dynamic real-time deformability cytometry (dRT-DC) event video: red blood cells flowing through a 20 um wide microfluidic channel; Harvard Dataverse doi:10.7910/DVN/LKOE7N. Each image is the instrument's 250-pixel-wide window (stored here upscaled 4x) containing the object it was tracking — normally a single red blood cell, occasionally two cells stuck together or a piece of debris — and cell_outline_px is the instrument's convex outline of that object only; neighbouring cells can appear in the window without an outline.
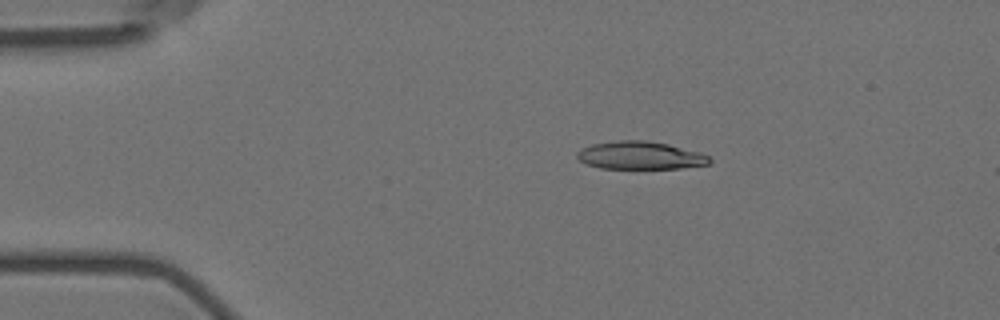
{"species": "Egyptian fruit bat (a non-hibernating species)", "species_latin": "Rousettus aegyptiacus", "temperature_condition": "room temperature", "stored_images_in_passage": 7, "camera_frame_rate_fps": 3000, "um_per_image_px": 0.085, "animal": {"sex": "female"}, "frame": {"image": 1, "passage_image": 3, "time_ms": 2.0, "image_size_px": [1000, 320], "cell_outline_px": [[712, 160], [708, 164], [680, 168], [600, 168], [588, 164], [580, 160], [576, 156], [576, 152], [580, 148], [592, 144], [616, 140], [648, 140], [668, 144], [700, 152], [708, 156]], "centroid_in_image_um": [54.4, 13.2], "position_along_channel_um": 30.6, "area_um2": 21.5}}
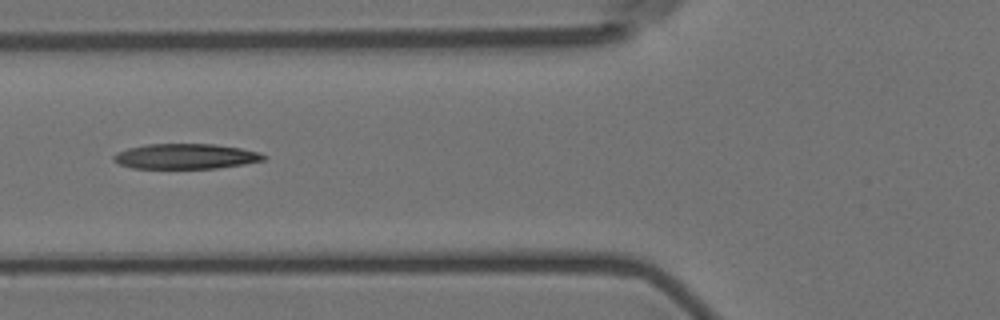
{"frame": {"image": 2, "passage_image": 6, "time_ms": 5.667, "image_size_px": [1000, 320], "cell_outline_px": [[268, 156], [264, 160], [244, 164], [216, 168], [132, 168], [120, 164], [112, 160], [112, 156], [116, 152], [128, 148], [148, 144], [212, 144], [240, 148], [260, 152]], "centroid_in_image_um": [15.77, 13.29], "position_along_channel_um": 110.0, "area_um2": 22.02}}
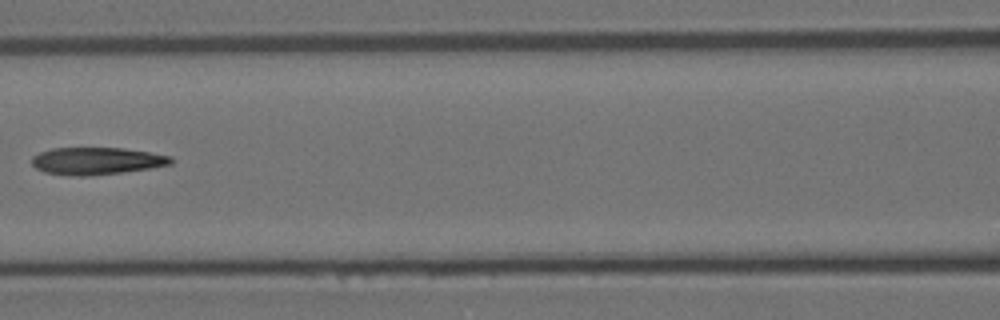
{"frame": {"image": 3, "passage_image": 7, "time_ms": 7.0, "image_size_px": [1000, 320], "cell_outline_px": [[172, 164], [152, 168], [88, 176], [72, 176], [44, 172], [36, 168], [32, 164], [32, 156], [40, 152], [52, 148], [124, 148], [172, 156]], "centroid_in_image_um": [8.2, 13.68], "position_along_channel_um": 158.4, "area_um2": 22.08}}